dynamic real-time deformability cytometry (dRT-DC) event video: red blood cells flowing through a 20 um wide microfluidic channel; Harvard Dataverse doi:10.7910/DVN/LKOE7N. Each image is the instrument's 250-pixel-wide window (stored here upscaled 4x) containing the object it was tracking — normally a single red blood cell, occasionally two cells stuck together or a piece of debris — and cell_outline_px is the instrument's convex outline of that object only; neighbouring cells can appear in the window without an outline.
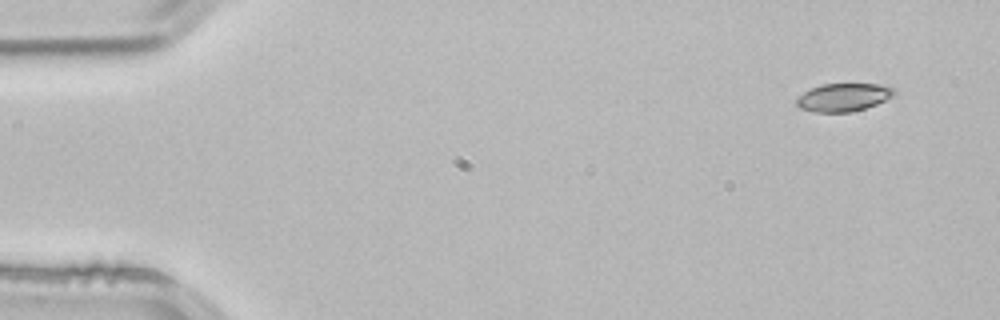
{"species": "common noctule bat (a hibernating species)", "species_latin": "Nyctalus noctula", "temperature_condition": "room temperature", "stored_images_in_passage": 3, "camera_frame_rate_fps": 3000, "um_per_image_px": 0.085, "animal": {"sex": "male", "body_mass_g": 21.5, "forearm_length_mm": 52.0}, "frame": {"image": 1, "passage_image": 1, "time_ms": 0.0, "image_size_px": [1000, 320], "cell_outline_px": [[896, 92], [884, 100], [876, 104], [852, 112], [812, 112], [800, 108], [796, 104], [796, 100], [804, 92], [820, 84], [880, 84], [892, 88]], "centroid_in_image_um": [71.65, 8.27], "position_along_channel_um": 13.3, "area_um2": 15.72}}
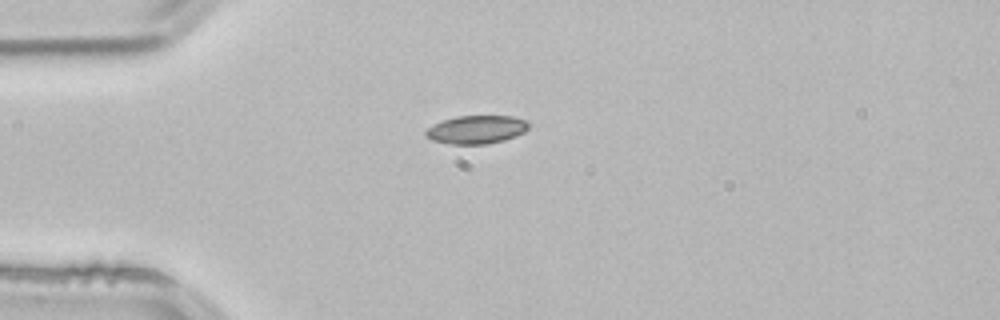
{"frame": {"image": 2, "passage_image": 3, "time_ms": 0.667, "image_size_px": [1000, 320], "cell_outline_px": [[528, 128], [524, 132], [516, 136], [504, 140], [488, 144], [452, 144], [432, 140], [424, 136], [424, 132], [428, 128], [444, 120], [456, 116], [512, 116], [524, 120], [528, 124]], "centroid_in_image_um": [40.49, 11.02], "position_along_channel_um": 44.5, "area_um2": 16.82}}